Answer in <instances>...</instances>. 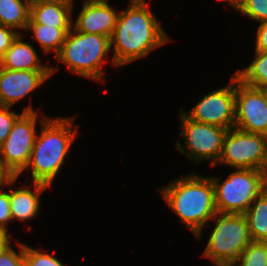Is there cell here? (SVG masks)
<instances>
[{"instance_id": "f546056e", "label": "cell", "mask_w": 267, "mask_h": 266, "mask_svg": "<svg viewBox=\"0 0 267 266\" xmlns=\"http://www.w3.org/2000/svg\"><path fill=\"white\" fill-rule=\"evenodd\" d=\"M8 232L0 231V255L11 246V240Z\"/></svg>"}, {"instance_id": "cb8c5ba5", "label": "cell", "mask_w": 267, "mask_h": 266, "mask_svg": "<svg viewBox=\"0 0 267 266\" xmlns=\"http://www.w3.org/2000/svg\"><path fill=\"white\" fill-rule=\"evenodd\" d=\"M10 108L0 105V146L8 137L16 119L21 115L10 110Z\"/></svg>"}, {"instance_id": "d6986e66", "label": "cell", "mask_w": 267, "mask_h": 266, "mask_svg": "<svg viewBox=\"0 0 267 266\" xmlns=\"http://www.w3.org/2000/svg\"><path fill=\"white\" fill-rule=\"evenodd\" d=\"M71 29L42 24H28L26 28L32 33V38L39 43L44 54L55 51V56L60 52L66 35Z\"/></svg>"}, {"instance_id": "9c48e42d", "label": "cell", "mask_w": 267, "mask_h": 266, "mask_svg": "<svg viewBox=\"0 0 267 266\" xmlns=\"http://www.w3.org/2000/svg\"><path fill=\"white\" fill-rule=\"evenodd\" d=\"M219 165L267 172V136L236 128L227 131Z\"/></svg>"}, {"instance_id": "f1b7e54d", "label": "cell", "mask_w": 267, "mask_h": 266, "mask_svg": "<svg viewBox=\"0 0 267 266\" xmlns=\"http://www.w3.org/2000/svg\"><path fill=\"white\" fill-rule=\"evenodd\" d=\"M18 177H11L1 166L0 163V187H5L9 185H14Z\"/></svg>"}, {"instance_id": "d6a6232c", "label": "cell", "mask_w": 267, "mask_h": 266, "mask_svg": "<svg viewBox=\"0 0 267 266\" xmlns=\"http://www.w3.org/2000/svg\"><path fill=\"white\" fill-rule=\"evenodd\" d=\"M56 1H64V0H29L31 4L41 3V2H56Z\"/></svg>"}, {"instance_id": "277c9868", "label": "cell", "mask_w": 267, "mask_h": 266, "mask_svg": "<svg viewBox=\"0 0 267 266\" xmlns=\"http://www.w3.org/2000/svg\"><path fill=\"white\" fill-rule=\"evenodd\" d=\"M110 51V37L81 33L73 27L55 59L66 64L70 72L101 82L104 80L101 65L106 64L104 59Z\"/></svg>"}, {"instance_id": "4dcf8cb0", "label": "cell", "mask_w": 267, "mask_h": 266, "mask_svg": "<svg viewBox=\"0 0 267 266\" xmlns=\"http://www.w3.org/2000/svg\"><path fill=\"white\" fill-rule=\"evenodd\" d=\"M220 1L227 2L235 10L240 11L248 0H220Z\"/></svg>"}, {"instance_id": "3957f363", "label": "cell", "mask_w": 267, "mask_h": 266, "mask_svg": "<svg viewBox=\"0 0 267 266\" xmlns=\"http://www.w3.org/2000/svg\"><path fill=\"white\" fill-rule=\"evenodd\" d=\"M48 117L39 118L41 134L36 135L25 169L30 168L33 183H42L50 187L79 133L73 125V118Z\"/></svg>"}, {"instance_id": "5bb4252c", "label": "cell", "mask_w": 267, "mask_h": 266, "mask_svg": "<svg viewBox=\"0 0 267 266\" xmlns=\"http://www.w3.org/2000/svg\"><path fill=\"white\" fill-rule=\"evenodd\" d=\"M73 1L41 2L31 4L28 24H42L56 28H73Z\"/></svg>"}, {"instance_id": "ffe728a7", "label": "cell", "mask_w": 267, "mask_h": 266, "mask_svg": "<svg viewBox=\"0 0 267 266\" xmlns=\"http://www.w3.org/2000/svg\"><path fill=\"white\" fill-rule=\"evenodd\" d=\"M236 77L244 84L260 88L267 85V51H255V59L244 70L236 71Z\"/></svg>"}, {"instance_id": "2e32d148", "label": "cell", "mask_w": 267, "mask_h": 266, "mask_svg": "<svg viewBox=\"0 0 267 266\" xmlns=\"http://www.w3.org/2000/svg\"><path fill=\"white\" fill-rule=\"evenodd\" d=\"M40 61L35 48L24 42L22 34H19L0 58V67L8 70H51V66Z\"/></svg>"}, {"instance_id": "7c38bea8", "label": "cell", "mask_w": 267, "mask_h": 266, "mask_svg": "<svg viewBox=\"0 0 267 266\" xmlns=\"http://www.w3.org/2000/svg\"><path fill=\"white\" fill-rule=\"evenodd\" d=\"M56 71L55 67L51 70H8L0 67V105L12 107Z\"/></svg>"}, {"instance_id": "8fae6325", "label": "cell", "mask_w": 267, "mask_h": 266, "mask_svg": "<svg viewBox=\"0 0 267 266\" xmlns=\"http://www.w3.org/2000/svg\"><path fill=\"white\" fill-rule=\"evenodd\" d=\"M234 128L267 136V105L261 90L244 84L236 75Z\"/></svg>"}, {"instance_id": "52a82bcc", "label": "cell", "mask_w": 267, "mask_h": 266, "mask_svg": "<svg viewBox=\"0 0 267 266\" xmlns=\"http://www.w3.org/2000/svg\"><path fill=\"white\" fill-rule=\"evenodd\" d=\"M39 114L32 105L25 107L0 146L1 166L11 177H19L30 160L37 135V119L42 116Z\"/></svg>"}, {"instance_id": "4fadbf2b", "label": "cell", "mask_w": 267, "mask_h": 266, "mask_svg": "<svg viewBox=\"0 0 267 266\" xmlns=\"http://www.w3.org/2000/svg\"><path fill=\"white\" fill-rule=\"evenodd\" d=\"M119 13L108 4V1H84L73 27L81 33L111 38Z\"/></svg>"}, {"instance_id": "7a4b0ae2", "label": "cell", "mask_w": 267, "mask_h": 266, "mask_svg": "<svg viewBox=\"0 0 267 266\" xmlns=\"http://www.w3.org/2000/svg\"><path fill=\"white\" fill-rule=\"evenodd\" d=\"M170 182L158 189L160 194L171 211L187 225L196 239L201 240L203 227L217 213L211 177L191 173Z\"/></svg>"}, {"instance_id": "8992f818", "label": "cell", "mask_w": 267, "mask_h": 266, "mask_svg": "<svg viewBox=\"0 0 267 266\" xmlns=\"http://www.w3.org/2000/svg\"><path fill=\"white\" fill-rule=\"evenodd\" d=\"M215 227L202 254L214 264H233L252 242L244 214L219 213L212 218Z\"/></svg>"}, {"instance_id": "836d02e7", "label": "cell", "mask_w": 267, "mask_h": 266, "mask_svg": "<svg viewBox=\"0 0 267 266\" xmlns=\"http://www.w3.org/2000/svg\"><path fill=\"white\" fill-rule=\"evenodd\" d=\"M85 1H108V0H85Z\"/></svg>"}, {"instance_id": "ba28073f", "label": "cell", "mask_w": 267, "mask_h": 266, "mask_svg": "<svg viewBox=\"0 0 267 266\" xmlns=\"http://www.w3.org/2000/svg\"><path fill=\"white\" fill-rule=\"evenodd\" d=\"M179 111L180 129H182L179 136L184 137L186 150L178 140L176 142L178 151L196 164L210 160V166H216L223 150V141L228 129L193 121L183 113L182 107Z\"/></svg>"}, {"instance_id": "83f0119b", "label": "cell", "mask_w": 267, "mask_h": 266, "mask_svg": "<svg viewBox=\"0 0 267 266\" xmlns=\"http://www.w3.org/2000/svg\"><path fill=\"white\" fill-rule=\"evenodd\" d=\"M256 33L255 51H267V21L259 24Z\"/></svg>"}, {"instance_id": "d4e9b609", "label": "cell", "mask_w": 267, "mask_h": 266, "mask_svg": "<svg viewBox=\"0 0 267 266\" xmlns=\"http://www.w3.org/2000/svg\"><path fill=\"white\" fill-rule=\"evenodd\" d=\"M19 253L13 249L11 245L0 255V266H24V244L17 243Z\"/></svg>"}, {"instance_id": "7402d4cb", "label": "cell", "mask_w": 267, "mask_h": 266, "mask_svg": "<svg viewBox=\"0 0 267 266\" xmlns=\"http://www.w3.org/2000/svg\"><path fill=\"white\" fill-rule=\"evenodd\" d=\"M24 266H64L54 255L24 244Z\"/></svg>"}, {"instance_id": "44dd1931", "label": "cell", "mask_w": 267, "mask_h": 266, "mask_svg": "<svg viewBox=\"0 0 267 266\" xmlns=\"http://www.w3.org/2000/svg\"><path fill=\"white\" fill-rule=\"evenodd\" d=\"M233 264L235 266H267V242L252 241Z\"/></svg>"}, {"instance_id": "4316f807", "label": "cell", "mask_w": 267, "mask_h": 266, "mask_svg": "<svg viewBox=\"0 0 267 266\" xmlns=\"http://www.w3.org/2000/svg\"><path fill=\"white\" fill-rule=\"evenodd\" d=\"M19 34H22L19 30L16 31L12 28L0 25V58L4 55Z\"/></svg>"}, {"instance_id": "6da1fadb", "label": "cell", "mask_w": 267, "mask_h": 266, "mask_svg": "<svg viewBox=\"0 0 267 266\" xmlns=\"http://www.w3.org/2000/svg\"><path fill=\"white\" fill-rule=\"evenodd\" d=\"M149 9L145 0H130L126 10L119 13L110 38L112 65L120 67L144 58L171 40Z\"/></svg>"}, {"instance_id": "1f68e13d", "label": "cell", "mask_w": 267, "mask_h": 266, "mask_svg": "<svg viewBox=\"0 0 267 266\" xmlns=\"http://www.w3.org/2000/svg\"><path fill=\"white\" fill-rule=\"evenodd\" d=\"M263 94V98L265 100V103L267 105V85L266 86H262L259 88Z\"/></svg>"}, {"instance_id": "ac0fdd59", "label": "cell", "mask_w": 267, "mask_h": 266, "mask_svg": "<svg viewBox=\"0 0 267 266\" xmlns=\"http://www.w3.org/2000/svg\"><path fill=\"white\" fill-rule=\"evenodd\" d=\"M29 0H0V25L26 30L30 21Z\"/></svg>"}, {"instance_id": "484cf974", "label": "cell", "mask_w": 267, "mask_h": 266, "mask_svg": "<svg viewBox=\"0 0 267 266\" xmlns=\"http://www.w3.org/2000/svg\"><path fill=\"white\" fill-rule=\"evenodd\" d=\"M12 220L10 209V191H3L0 187V231L8 232V223Z\"/></svg>"}, {"instance_id": "9a60e30c", "label": "cell", "mask_w": 267, "mask_h": 266, "mask_svg": "<svg viewBox=\"0 0 267 266\" xmlns=\"http://www.w3.org/2000/svg\"><path fill=\"white\" fill-rule=\"evenodd\" d=\"M32 187L10 188V209L12 220H20L26 223L38 216L40 212V195L49 186L42 183H33Z\"/></svg>"}, {"instance_id": "603a6c76", "label": "cell", "mask_w": 267, "mask_h": 266, "mask_svg": "<svg viewBox=\"0 0 267 266\" xmlns=\"http://www.w3.org/2000/svg\"><path fill=\"white\" fill-rule=\"evenodd\" d=\"M260 23L267 21V0H248L239 11Z\"/></svg>"}, {"instance_id": "5b68a950", "label": "cell", "mask_w": 267, "mask_h": 266, "mask_svg": "<svg viewBox=\"0 0 267 266\" xmlns=\"http://www.w3.org/2000/svg\"><path fill=\"white\" fill-rule=\"evenodd\" d=\"M235 170L224 182H221L219 177H211L216 211L219 213L244 214L267 187L266 171L240 168Z\"/></svg>"}, {"instance_id": "30bf717a", "label": "cell", "mask_w": 267, "mask_h": 266, "mask_svg": "<svg viewBox=\"0 0 267 266\" xmlns=\"http://www.w3.org/2000/svg\"><path fill=\"white\" fill-rule=\"evenodd\" d=\"M231 83L204 95L189 111L183 113L191 120L223 127L234 128L235 125V74Z\"/></svg>"}, {"instance_id": "e0dca14e", "label": "cell", "mask_w": 267, "mask_h": 266, "mask_svg": "<svg viewBox=\"0 0 267 266\" xmlns=\"http://www.w3.org/2000/svg\"><path fill=\"white\" fill-rule=\"evenodd\" d=\"M252 241L267 242V187L244 213Z\"/></svg>"}]
</instances>
